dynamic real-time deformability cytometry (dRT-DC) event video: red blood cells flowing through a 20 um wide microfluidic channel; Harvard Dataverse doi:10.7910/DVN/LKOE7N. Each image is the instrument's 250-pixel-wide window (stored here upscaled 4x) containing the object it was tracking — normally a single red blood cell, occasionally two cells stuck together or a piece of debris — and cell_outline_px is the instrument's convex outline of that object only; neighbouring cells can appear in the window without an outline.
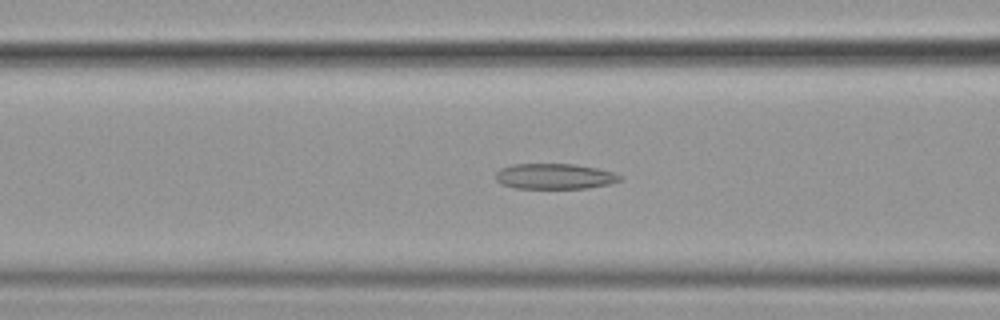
{"species": "common noctule bat (a hibernating species)", "species_latin": "Nyctalus noctula", "temperature_condition": "cold", "stored_images_in_passage": 55, "camera_frame_rate_fps": 3000, "um_per_image_px": 0.085, "animal": {"sex": "female", "body_mass_g": 19.9}, "frame": {"image": 1, "passage_image": 22, "time_ms": 7.0, "image_size_px": [1000, 320], "cell_outline_px": [[620, 180], [608, 184], [588, 188], [516, 188], [500, 184], [496, 180], [496, 172], [500, 168], [512, 164], [572, 164], [596, 168], [612, 172], [620, 176]], "centroid_in_image_um": [47.08, 14.99], "position_along_channel_um": 119.5, "area_um2": 18.32}}
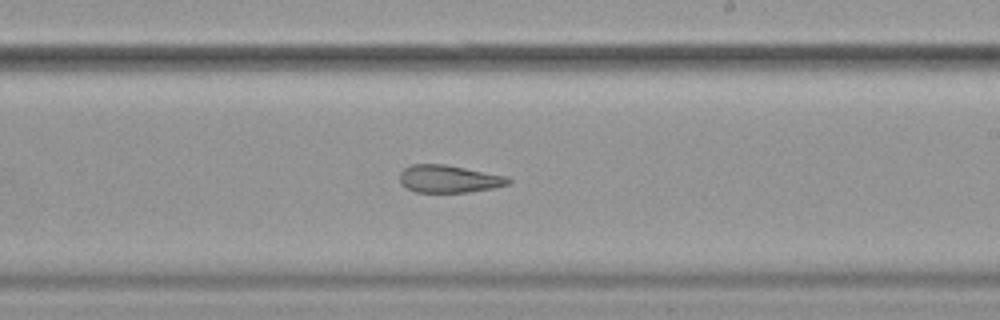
{"frame": {"image": 2, "passage_image": 33, "time_ms": 10.667, "image_size_px": [1000, 320], "cell_outline_px": [[512, 184], [492, 188], [468, 192], [416, 192], [400, 184], [400, 172], [404, 168], [412, 164], [444, 164], [508, 176], [512, 180]], "centroid_in_image_um": [38.18, 15.2], "position_along_channel_um": 250.8, "area_um2": 17.51}}
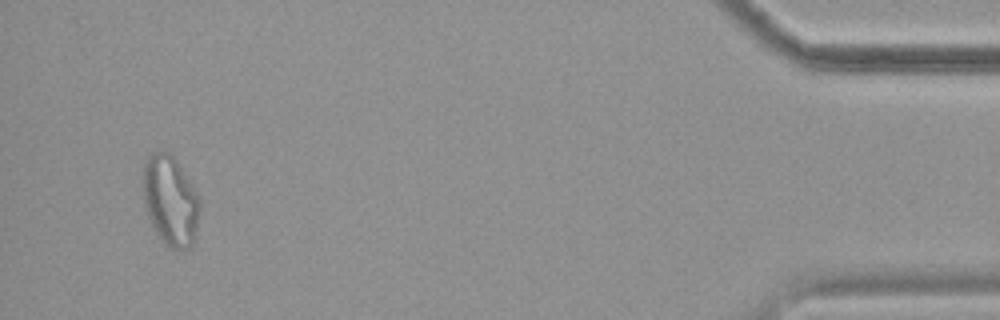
{"frame": {"image": 3, "passage_image": 53, "time_ms": 17.333, "image_size_px": [1000, 320], "cell_outline_px": [[200, 212], [196, 232], [192, 248], [184, 252], [176, 252], [156, 232], [148, 216], [144, 204], [140, 184], [144, 160], [152, 152], [164, 148], [176, 160], [200, 200]], "centroid_in_image_um": [14.45, 17.04], "position_along_channel_um": 420.8, "area_um2": 30.4}, "authors_computed_cell_mechanics": {"area_um2": 21.8484, "velocity_mm_per_s": 3.5996, "shape_relaxation_time_tau1_ms": null, "shape_relaxation_time_tau2_ms": 3.9773, "deformation_change_tau1": null, "deformation_change_tau2": 0.1309}}